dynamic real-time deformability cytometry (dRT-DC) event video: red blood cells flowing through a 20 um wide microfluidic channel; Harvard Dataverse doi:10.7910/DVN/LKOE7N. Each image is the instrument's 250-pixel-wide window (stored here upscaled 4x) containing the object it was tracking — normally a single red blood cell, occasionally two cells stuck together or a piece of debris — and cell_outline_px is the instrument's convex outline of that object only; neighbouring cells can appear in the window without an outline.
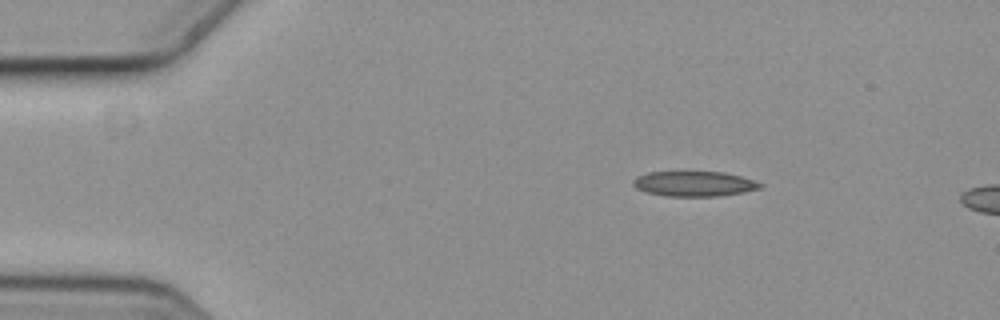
{"species": "common noctule bat (a hibernating species)", "species_latin": "Nyctalus noctula", "temperature_condition": "cold", "stored_images_in_passage": 3, "camera_frame_rate_fps": 3000, "um_per_image_px": 0.085, "animal": {"sex": "female", "body_mass_g": 19.3, "forearm_length_mm": 54.1}, "frame": {"image": 1, "passage_image": 1, "time_ms": 0.0, "image_size_px": [1000, 320], "cell_outline_px": [[764, 184], [760, 188], [744, 192], [720, 196], [668, 196], [648, 192], [636, 188], [632, 184], [632, 180], [636, 176], [648, 172], [724, 172], [740, 176]], "centroid_in_image_um": [58.99, 15.62], "position_along_channel_um": 26.0, "area_um2": 18.5}}